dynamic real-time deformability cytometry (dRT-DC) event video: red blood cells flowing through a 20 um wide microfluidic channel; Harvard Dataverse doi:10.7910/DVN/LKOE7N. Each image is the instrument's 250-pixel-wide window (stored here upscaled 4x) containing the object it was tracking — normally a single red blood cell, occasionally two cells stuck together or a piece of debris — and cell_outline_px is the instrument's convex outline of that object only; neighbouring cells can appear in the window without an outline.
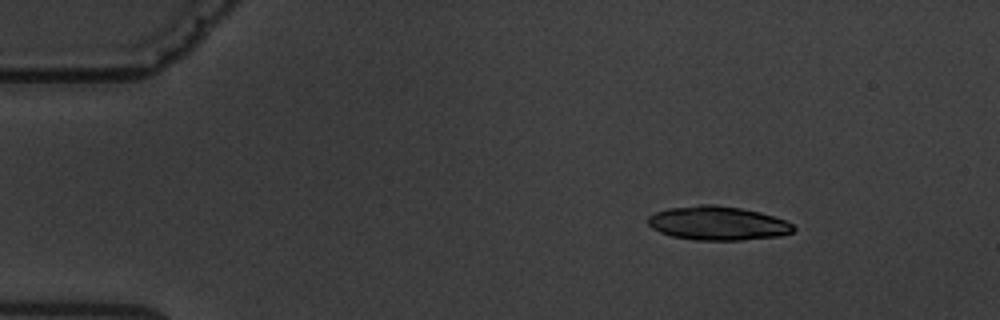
{"species": "common noctule bat (a hibernating species)", "species_latin": "Nyctalus noctula", "temperature_condition": "warm", "stored_images_in_passage": 4, "camera_frame_rate_fps": 3000, "um_per_image_px": 0.085, "animal": {"sex": "male", "body_mass_g": 19.5, "forearm_length_mm": 54.6}, "frame": {"image": 1, "passage_image": 1, "time_ms": 0.0, "image_size_px": [1000, 320], "cell_outline_px": [[796, 228], [792, 232], [780, 236], [740, 240], [696, 240], [672, 236], [660, 232], [652, 228], [648, 224], [648, 216], [656, 212], [668, 208], [700, 204], [716, 204], [740, 208], [760, 212], [784, 220], [792, 224]], "centroid_in_image_um": [60.99, 18.97], "position_along_channel_um": 24.0, "area_um2": 28.73}}